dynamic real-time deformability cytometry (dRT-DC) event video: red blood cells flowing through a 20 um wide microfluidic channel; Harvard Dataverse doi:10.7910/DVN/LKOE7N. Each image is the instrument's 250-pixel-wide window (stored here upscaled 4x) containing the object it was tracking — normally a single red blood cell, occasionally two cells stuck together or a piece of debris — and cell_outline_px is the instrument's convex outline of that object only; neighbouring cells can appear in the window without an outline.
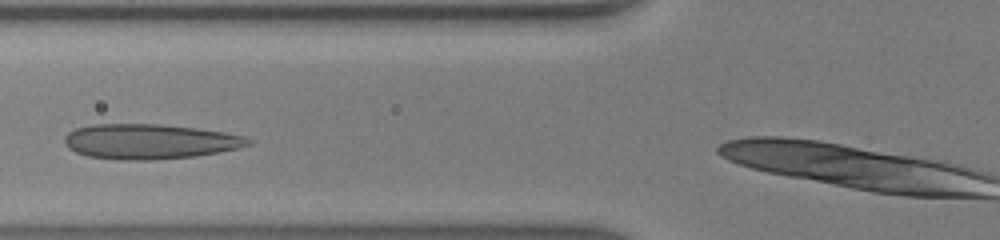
{"species": "human", "species_latin": "Homo sapiens", "temperature_condition": "warm", "stored_images_in_passage": 28, "camera_frame_rate_fps": 3000, "um_per_image_px": 0.085, "donor": {"sex": "male"}, "frame": {"image": 1, "passage_image": 5, "time_ms": 1.333, "image_size_px": [1000, 240], "cell_outline_px": [[252, 144], [240, 148], [220, 152], [196, 156], [152, 160], [120, 160], [88, 156], [76, 152], [68, 148], [64, 144], [64, 136], [68, 132], [76, 128], [92, 124], [160, 124], [196, 128], [224, 132], [244, 136], [252, 140]], "centroid_in_image_um": [12.72, 12.03], "position_along_channel_um": 113.1, "area_um2": 37.74}}
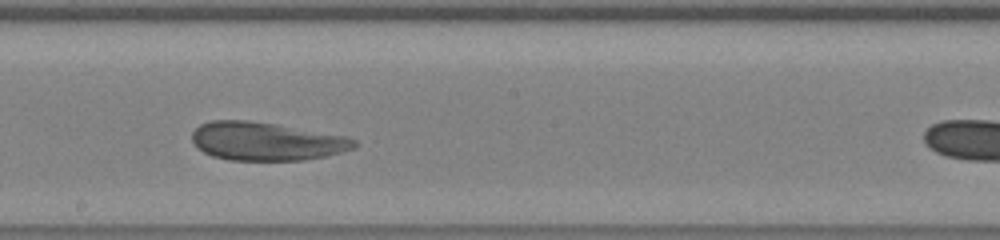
{"frame": {"image": 2, "passage_image": 13, "time_ms": 4.0, "image_size_px": [1000, 240], "cell_outline_px": [[356, 148], [324, 156], [304, 160], [228, 160], [212, 156], [204, 152], [192, 140], [192, 132], [200, 124], [212, 120], [248, 120], [276, 124], [348, 136], [356, 140]], "centroid_in_image_um": [22.64, 12.0], "position_along_channel_um": 225.6, "area_um2": 36.18}}
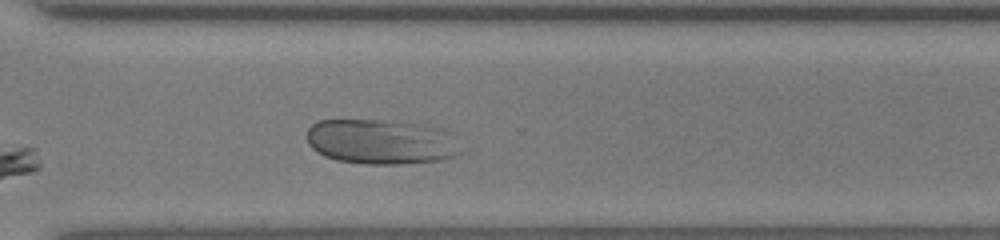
{"frame": {"image": 3, "passage_image": 21, "time_ms": 6.667, "image_size_px": [1000, 240], "cell_outline_px": [[464, 152], [460, 156], [444, 160], [404, 164], [368, 164], [336, 160], [324, 156], [316, 152], [308, 144], [308, 128], [312, 124], [320, 120], [392, 120], [428, 124], [448, 128], [456, 132]], "centroid_in_image_um": [32.58, 12.04], "position_along_channel_um": 338.0, "area_um2": 42.02}, "authors_computed_cell_mechanics": {"area_um2": 36.703, "velocity_mm_per_s": 4.2246, "shape_relaxation_time_tau1_ms": 7.1066, "shape_relaxation_time_tau2_ms": null, "deformation_change_tau1": 0.2092, "deformation_change_tau2": null}}